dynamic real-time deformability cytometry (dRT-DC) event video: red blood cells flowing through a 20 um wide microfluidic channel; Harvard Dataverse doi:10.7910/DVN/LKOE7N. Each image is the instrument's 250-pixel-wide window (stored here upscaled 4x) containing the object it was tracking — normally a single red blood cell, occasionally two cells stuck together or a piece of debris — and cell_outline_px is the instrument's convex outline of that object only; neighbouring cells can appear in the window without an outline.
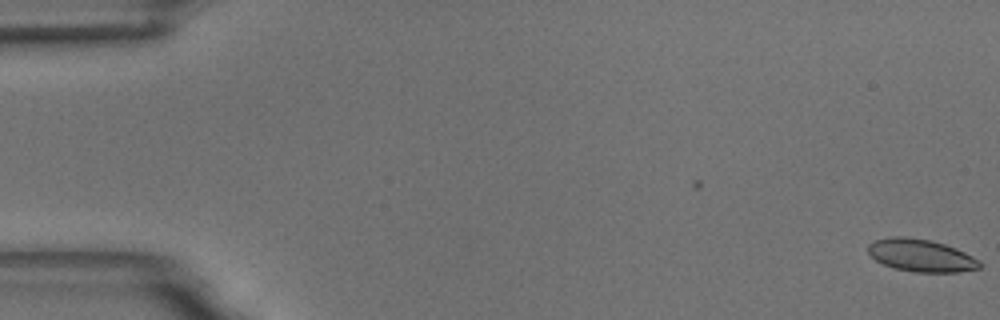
{"species": "common noctule bat (a hibernating species)", "species_latin": "Nyctalus noctula", "temperature_condition": "room temperature", "stored_images_in_passage": 2, "camera_frame_rate_fps": 3000, "um_per_image_px": 0.085, "animal": {"sex": "male", "body_mass_g": 18.8}, "frame": {"image": 1, "passage_image": 2, "time_ms": 0.333, "image_size_px": [1000, 320], "cell_outline_px": [[984, 264], [980, 268], [960, 272], [916, 272], [896, 268], [884, 264], [876, 260], [868, 252], [868, 244], [876, 240], [892, 236], [904, 236], [932, 240], [956, 248], [980, 260]], "centroid_in_image_um": [78.33, 21.71], "position_along_channel_um": 6.7, "area_um2": 21.15}}